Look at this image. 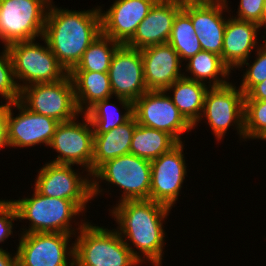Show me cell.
Here are the masks:
<instances>
[{
  "instance_id": "cell-1",
  "label": "cell",
  "mask_w": 266,
  "mask_h": 266,
  "mask_svg": "<svg viewBox=\"0 0 266 266\" xmlns=\"http://www.w3.org/2000/svg\"><path fill=\"white\" fill-rule=\"evenodd\" d=\"M171 209L151 199L126 200L111 209L118 225L116 230L141 265L147 260L151 265H162L166 237L163 222Z\"/></svg>"
},
{
  "instance_id": "cell-2",
  "label": "cell",
  "mask_w": 266,
  "mask_h": 266,
  "mask_svg": "<svg viewBox=\"0 0 266 266\" xmlns=\"http://www.w3.org/2000/svg\"><path fill=\"white\" fill-rule=\"evenodd\" d=\"M53 3L47 12L43 38L60 65L70 73L101 34L100 8L76 11L57 8Z\"/></svg>"
},
{
  "instance_id": "cell-3",
  "label": "cell",
  "mask_w": 266,
  "mask_h": 266,
  "mask_svg": "<svg viewBox=\"0 0 266 266\" xmlns=\"http://www.w3.org/2000/svg\"><path fill=\"white\" fill-rule=\"evenodd\" d=\"M9 201L15 206L19 221L27 219L31 222L28 229L22 228V233H65L75 237V233L87 222L81 220L78 228H72L71 220L84 211L73 201L48 197L35 189L30 198Z\"/></svg>"
},
{
  "instance_id": "cell-4",
  "label": "cell",
  "mask_w": 266,
  "mask_h": 266,
  "mask_svg": "<svg viewBox=\"0 0 266 266\" xmlns=\"http://www.w3.org/2000/svg\"><path fill=\"white\" fill-rule=\"evenodd\" d=\"M86 222L74 242V266H137L141 264L116 229Z\"/></svg>"
},
{
  "instance_id": "cell-5",
  "label": "cell",
  "mask_w": 266,
  "mask_h": 266,
  "mask_svg": "<svg viewBox=\"0 0 266 266\" xmlns=\"http://www.w3.org/2000/svg\"><path fill=\"white\" fill-rule=\"evenodd\" d=\"M91 178L93 198L105 190L99 184L105 180L108 185L122 188L118 202L150 199L151 161L131 153L107 160L91 174Z\"/></svg>"
},
{
  "instance_id": "cell-6",
  "label": "cell",
  "mask_w": 266,
  "mask_h": 266,
  "mask_svg": "<svg viewBox=\"0 0 266 266\" xmlns=\"http://www.w3.org/2000/svg\"><path fill=\"white\" fill-rule=\"evenodd\" d=\"M41 39L45 43L43 46L36 40L7 46L19 89L33 84L56 82L68 74L50 50L47 41L43 37Z\"/></svg>"
},
{
  "instance_id": "cell-7",
  "label": "cell",
  "mask_w": 266,
  "mask_h": 266,
  "mask_svg": "<svg viewBox=\"0 0 266 266\" xmlns=\"http://www.w3.org/2000/svg\"><path fill=\"white\" fill-rule=\"evenodd\" d=\"M53 0H0V40L5 46L42 38Z\"/></svg>"
},
{
  "instance_id": "cell-8",
  "label": "cell",
  "mask_w": 266,
  "mask_h": 266,
  "mask_svg": "<svg viewBox=\"0 0 266 266\" xmlns=\"http://www.w3.org/2000/svg\"><path fill=\"white\" fill-rule=\"evenodd\" d=\"M19 102L36 114L52 117L59 122H67L81 115L69 73L56 82L33 84L20 89Z\"/></svg>"
},
{
  "instance_id": "cell-9",
  "label": "cell",
  "mask_w": 266,
  "mask_h": 266,
  "mask_svg": "<svg viewBox=\"0 0 266 266\" xmlns=\"http://www.w3.org/2000/svg\"><path fill=\"white\" fill-rule=\"evenodd\" d=\"M245 94L232 82L220 87H210L205 95L200 120L206 118L216 139L221 140L230 126L245 140L244 132Z\"/></svg>"
},
{
  "instance_id": "cell-10",
  "label": "cell",
  "mask_w": 266,
  "mask_h": 266,
  "mask_svg": "<svg viewBox=\"0 0 266 266\" xmlns=\"http://www.w3.org/2000/svg\"><path fill=\"white\" fill-rule=\"evenodd\" d=\"M83 121L77 118L60 122L55 130L49 147L59 155L53 161L54 164L79 165L88 174H92V159L94 147V131L86 114ZM77 120V121H76Z\"/></svg>"
},
{
  "instance_id": "cell-11",
  "label": "cell",
  "mask_w": 266,
  "mask_h": 266,
  "mask_svg": "<svg viewBox=\"0 0 266 266\" xmlns=\"http://www.w3.org/2000/svg\"><path fill=\"white\" fill-rule=\"evenodd\" d=\"M72 166L47 162L39 169L33 189L48 197L73 201L85 213L86 205L93 200L92 178L77 173Z\"/></svg>"
},
{
  "instance_id": "cell-12",
  "label": "cell",
  "mask_w": 266,
  "mask_h": 266,
  "mask_svg": "<svg viewBox=\"0 0 266 266\" xmlns=\"http://www.w3.org/2000/svg\"><path fill=\"white\" fill-rule=\"evenodd\" d=\"M72 236L65 233H22L16 251L19 265L74 266V243L68 247Z\"/></svg>"
},
{
  "instance_id": "cell-13",
  "label": "cell",
  "mask_w": 266,
  "mask_h": 266,
  "mask_svg": "<svg viewBox=\"0 0 266 266\" xmlns=\"http://www.w3.org/2000/svg\"><path fill=\"white\" fill-rule=\"evenodd\" d=\"M166 91L148 90L133 103V114L138 124L162 130L183 142L181 135L193 126L173 104Z\"/></svg>"
},
{
  "instance_id": "cell-14",
  "label": "cell",
  "mask_w": 266,
  "mask_h": 266,
  "mask_svg": "<svg viewBox=\"0 0 266 266\" xmlns=\"http://www.w3.org/2000/svg\"><path fill=\"white\" fill-rule=\"evenodd\" d=\"M184 143L151 161L150 199L170 208L175 206L182 184L187 176Z\"/></svg>"
},
{
  "instance_id": "cell-15",
  "label": "cell",
  "mask_w": 266,
  "mask_h": 266,
  "mask_svg": "<svg viewBox=\"0 0 266 266\" xmlns=\"http://www.w3.org/2000/svg\"><path fill=\"white\" fill-rule=\"evenodd\" d=\"M227 2V0L186 2L182 7L191 18L202 51L215 53L221 56V59L227 23V17L225 18L223 13L230 12Z\"/></svg>"
},
{
  "instance_id": "cell-16",
  "label": "cell",
  "mask_w": 266,
  "mask_h": 266,
  "mask_svg": "<svg viewBox=\"0 0 266 266\" xmlns=\"http://www.w3.org/2000/svg\"><path fill=\"white\" fill-rule=\"evenodd\" d=\"M12 106L20 112L15 117H13ZM59 123L52 117L28 110L19 101L9 103L7 118L8 147H34L41 143L49 146Z\"/></svg>"
},
{
  "instance_id": "cell-17",
  "label": "cell",
  "mask_w": 266,
  "mask_h": 266,
  "mask_svg": "<svg viewBox=\"0 0 266 266\" xmlns=\"http://www.w3.org/2000/svg\"><path fill=\"white\" fill-rule=\"evenodd\" d=\"M113 96L135 102L145 92L141 50L121 44L115 51L108 70Z\"/></svg>"
},
{
  "instance_id": "cell-18",
  "label": "cell",
  "mask_w": 266,
  "mask_h": 266,
  "mask_svg": "<svg viewBox=\"0 0 266 266\" xmlns=\"http://www.w3.org/2000/svg\"><path fill=\"white\" fill-rule=\"evenodd\" d=\"M157 0H115L105 12L100 7L101 33L126 44Z\"/></svg>"
},
{
  "instance_id": "cell-19",
  "label": "cell",
  "mask_w": 266,
  "mask_h": 266,
  "mask_svg": "<svg viewBox=\"0 0 266 266\" xmlns=\"http://www.w3.org/2000/svg\"><path fill=\"white\" fill-rule=\"evenodd\" d=\"M141 56L147 90L165 91L185 74L179 54L169 43L145 47Z\"/></svg>"
},
{
  "instance_id": "cell-20",
  "label": "cell",
  "mask_w": 266,
  "mask_h": 266,
  "mask_svg": "<svg viewBox=\"0 0 266 266\" xmlns=\"http://www.w3.org/2000/svg\"><path fill=\"white\" fill-rule=\"evenodd\" d=\"M182 7L183 3L179 0H157L125 45L141 50L168 43L174 18Z\"/></svg>"
},
{
  "instance_id": "cell-21",
  "label": "cell",
  "mask_w": 266,
  "mask_h": 266,
  "mask_svg": "<svg viewBox=\"0 0 266 266\" xmlns=\"http://www.w3.org/2000/svg\"><path fill=\"white\" fill-rule=\"evenodd\" d=\"M259 28L254 22L234 17L227 18L222 61L230 70L237 69L243 62L249 60L251 52L260 47L257 45L258 31L261 30Z\"/></svg>"
},
{
  "instance_id": "cell-22",
  "label": "cell",
  "mask_w": 266,
  "mask_h": 266,
  "mask_svg": "<svg viewBox=\"0 0 266 266\" xmlns=\"http://www.w3.org/2000/svg\"><path fill=\"white\" fill-rule=\"evenodd\" d=\"M137 126L134 115L124 124L105 133H94L92 173L107 160L129 154Z\"/></svg>"
},
{
  "instance_id": "cell-23",
  "label": "cell",
  "mask_w": 266,
  "mask_h": 266,
  "mask_svg": "<svg viewBox=\"0 0 266 266\" xmlns=\"http://www.w3.org/2000/svg\"><path fill=\"white\" fill-rule=\"evenodd\" d=\"M75 100L81 114H85L98 101L113 98L108 73L71 71Z\"/></svg>"
},
{
  "instance_id": "cell-24",
  "label": "cell",
  "mask_w": 266,
  "mask_h": 266,
  "mask_svg": "<svg viewBox=\"0 0 266 266\" xmlns=\"http://www.w3.org/2000/svg\"><path fill=\"white\" fill-rule=\"evenodd\" d=\"M208 87L206 84L187 79L185 77L176 80L165 91H173L170 97L183 117L195 129L200 121L204 108V99Z\"/></svg>"
},
{
  "instance_id": "cell-25",
  "label": "cell",
  "mask_w": 266,
  "mask_h": 266,
  "mask_svg": "<svg viewBox=\"0 0 266 266\" xmlns=\"http://www.w3.org/2000/svg\"><path fill=\"white\" fill-rule=\"evenodd\" d=\"M185 62H188L185 71L193 76L183 75L187 79L208 83L209 87H220L229 83L227 79L231 70L223 63L221 56L215 53L200 51Z\"/></svg>"
},
{
  "instance_id": "cell-26",
  "label": "cell",
  "mask_w": 266,
  "mask_h": 266,
  "mask_svg": "<svg viewBox=\"0 0 266 266\" xmlns=\"http://www.w3.org/2000/svg\"><path fill=\"white\" fill-rule=\"evenodd\" d=\"M179 142L169 133L137 123L132 135L130 153L152 161L168 152Z\"/></svg>"
},
{
  "instance_id": "cell-27",
  "label": "cell",
  "mask_w": 266,
  "mask_h": 266,
  "mask_svg": "<svg viewBox=\"0 0 266 266\" xmlns=\"http://www.w3.org/2000/svg\"><path fill=\"white\" fill-rule=\"evenodd\" d=\"M111 98L98 101L85 114L91 121L94 133H105L126 123L133 114V102L128 99L116 97L124 108V112L120 113V108L116 104L110 103ZM126 111V112H125Z\"/></svg>"
},
{
  "instance_id": "cell-28",
  "label": "cell",
  "mask_w": 266,
  "mask_h": 266,
  "mask_svg": "<svg viewBox=\"0 0 266 266\" xmlns=\"http://www.w3.org/2000/svg\"><path fill=\"white\" fill-rule=\"evenodd\" d=\"M121 44L111 37L99 34L83 53L81 60L72 71L108 73L112 57Z\"/></svg>"
},
{
  "instance_id": "cell-29",
  "label": "cell",
  "mask_w": 266,
  "mask_h": 266,
  "mask_svg": "<svg viewBox=\"0 0 266 266\" xmlns=\"http://www.w3.org/2000/svg\"><path fill=\"white\" fill-rule=\"evenodd\" d=\"M168 43L179 54L182 62L202 51L191 18L182 9L174 18Z\"/></svg>"
},
{
  "instance_id": "cell-30",
  "label": "cell",
  "mask_w": 266,
  "mask_h": 266,
  "mask_svg": "<svg viewBox=\"0 0 266 266\" xmlns=\"http://www.w3.org/2000/svg\"><path fill=\"white\" fill-rule=\"evenodd\" d=\"M245 139L266 141V100H244Z\"/></svg>"
},
{
  "instance_id": "cell-31",
  "label": "cell",
  "mask_w": 266,
  "mask_h": 266,
  "mask_svg": "<svg viewBox=\"0 0 266 266\" xmlns=\"http://www.w3.org/2000/svg\"><path fill=\"white\" fill-rule=\"evenodd\" d=\"M260 47L255 50L256 58L251 65L248 63V59L243 62L239 67L246 65V71L242 75L243 78L240 83V90L246 94L254 85L266 80V40H263Z\"/></svg>"
},
{
  "instance_id": "cell-32",
  "label": "cell",
  "mask_w": 266,
  "mask_h": 266,
  "mask_svg": "<svg viewBox=\"0 0 266 266\" xmlns=\"http://www.w3.org/2000/svg\"><path fill=\"white\" fill-rule=\"evenodd\" d=\"M0 95L6 102L19 101L20 89L16 83L13 65L7 46L0 53Z\"/></svg>"
},
{
  "instance_id": "cell-33",
  "label": "cell",
  "mask_w": 266,
  "mask_h": 266,
  "mask_svg": "<svg viewBox=\"0 0 266 266\" xmlns=\"http://www.w3.org/2000/svg\"><path fill=\"white\" fill-rule=\"evenodd\" d=\"M265 0H240L237 16H232L243 21L254 22L262 27V11Z\"/></svg>"
},
{
  "instance_id": "cell-34",
  "label": "cell",
  "mask_w": 266,
  "mask_h": 266,
  "mask_svg": "<svg viewBox=\"0 0 266 266\" xmlns=\"http://www.w3.org/2000/svg\"><path fill=\"white\" fill-rule=\"evenodd\" d=\"M17 219L15 206L9 200H0V243L12 236L13 222Z\"/></svg>"
},
{
  "instance_id": "cell-35",
  "label": "cell",
  "mask_w": 266,
  "mask_h": 266,
  "mask_svg": "<svg viewBox=\"0 0 266 266\" xmlns=\"http://www.w3.org/2000/svg\"><path fill=\"white\" fill-rule=\"evenodd\" d=\"M9 102L0 105V149L8 147L7 144V118H8Z\"/></svg>"
},
{
  "instance_id": "cell-36",
  "label": "cell",
  "mask_w": 266,
  "mask_h": 266,
  "mask_svg": "<svg viewBox=\"0 0 266 266\" xmlns=\"http://www.w3.org/2000/svg\"><path fill=\"white\" fill-rule=\"evenodd\" d=\"M244 100H266V80L254 85L245 94Z\"/></svg>"
},
{
  "instance_id": "cell-37",
  "label": "cell",
  "mask_w": 266,
  "mask_h": 266,
  "mask_svg": "<svg viewBox=\"0 0 266 266\" xmlns=\"http://www.w3.org/2000/svg\"><path fill=\"white\" fill-rule=\"evenodd\" d=\"M18 264L17 253L13 256L8 251L0 248V266H17Z\"/></svg>"
},
{
  "instance_id": "cell-38",
  "label": "cell",
  "mask_w": 266,
  "mask_h": 266,
  "mask_svg": "<svg viewBox=\"0 0 266 266\" xmlns=\"http://www.w3.org/2000/svg\"><path fill=\"white\" fill-rule=\"evenodd\" d=\"M262 26L264 29H266V0L263 5V11H262Z\"/></svg>"
},
{
  "instance_id": "cell-39",
  "label": "cell",
  "mask_w": 266,
  "mask_h": 266,
  "mask_svg": "<svg viewBox=\"0 0 266 266\" xmlns=\"http://www.w3.org/2000/svg\"><path fill=\"white\" fill-rule=\"evenodd\" d=\"M182 3L186 2H214V1H219V0H179Z\"/></svg>"
}]
</instances>
